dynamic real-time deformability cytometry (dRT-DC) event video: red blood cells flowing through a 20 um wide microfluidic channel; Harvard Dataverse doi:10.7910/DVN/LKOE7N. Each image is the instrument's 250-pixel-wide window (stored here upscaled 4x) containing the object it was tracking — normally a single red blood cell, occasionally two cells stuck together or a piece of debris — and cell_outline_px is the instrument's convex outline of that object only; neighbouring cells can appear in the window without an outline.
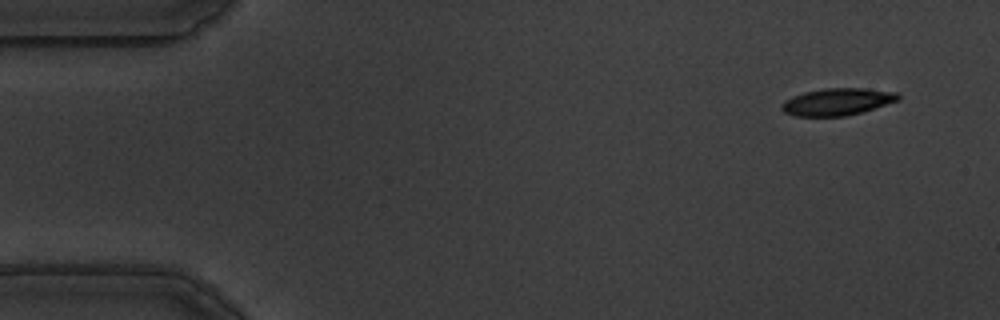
{"species": "common noctule bat (a hibernating species)", "species_latin": "Nyctalus noctula", "temperature_condition": "warm", "stored_images_in_passage": 54, "camera_frame_rate_fps": 3000, "um_per_image_px": 0.085, "animal": {"sex": "male", "body_mass_g": 19.5, "forearm_length_mm": 54.6}, "frame": {"image": 1, "passage_image": 1, "time_ms": 0.0, "image_size_px": [1000, 320], "cell_outline_px": [[900, 100], [860, 112], [844, 116], [796, 116], [784, 112], [780, 108], [780, 104], [784, 100], [792, 96], [804, 92], [824, 88], [864, 88], [896, 92], [900, 96]], "centroid_in_image_um": [71.13, 8.64], "position_along_channel_um": 13.9, "area_um2": 18.38}}
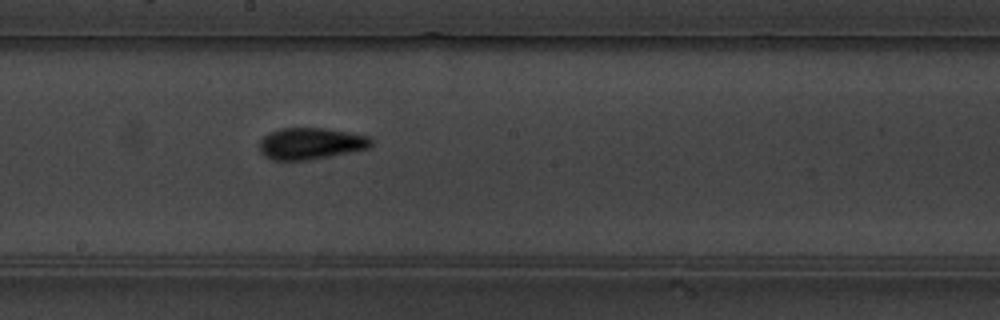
{"frame": {"image": 2, "passage_image": 28, "time_ms": 9.0, "image_size_px": [1000, 320], "cell_outline_px": [[372, 144], [368, 148], [308, 160], [272, 160], [264, 156], [260, 152], [260, 140], [268, 132], [280, 128], [324, 128], [372, 136]], "centroid_in_image_um": [26.39, 12.19], "position_along_channel_um": 221.8, "area_um2": 20.58}}
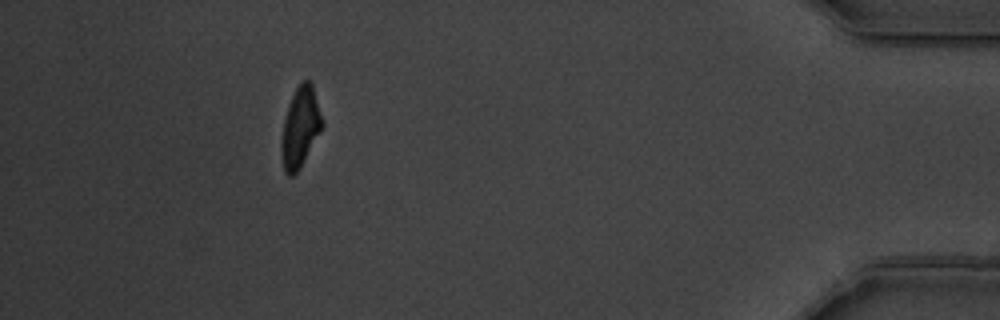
{"frame": {"image": 3, "passage_image": 49, "time_ms": 16.0, "image_size_px": [1000, 320], "cell_outline_px": [[324, 124], [320, 132], [300, 168], [292, 176], [288, 176], [284, 172], [280, 152], [280, 144], [284, 120], [288, 104], [300, 80], [308, 80], [312, 84], [324, 120]], "centroid_in_image_um": [25.52, 10.82], "position_along_channel_um": 409.7, "area_um2": 19.25}, "authors_computed_cell_mechanics": {"area_um2": 19.1029, "velocity_mm_per_s": 3.5139, "shape_relaxation_time_tau1_ms": 2.8722, "shape_relaxation_time_tau2_ms": 2.639, "deformation_change_tau1": 0.1388, "deformation_change_tau2": 0.083}}